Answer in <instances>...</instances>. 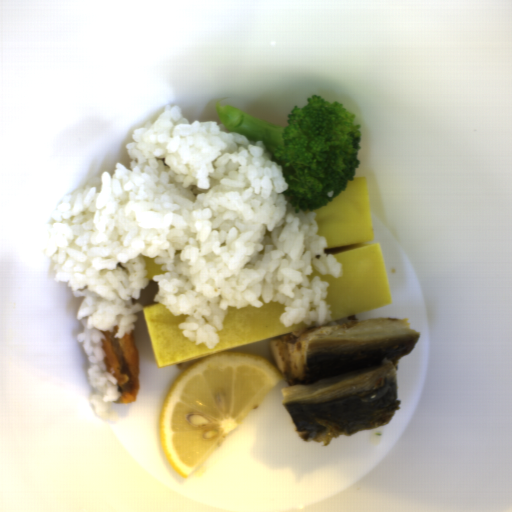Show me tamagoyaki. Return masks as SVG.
<instances>
[{
    "mask_svg": "<svg viewBox=\"0 0 512 512\" xmlns=\"http://www.w3.org/2000/svg\"><path fill=\"white\" fill-rule=\"evenodd\" d=\"M257 298L264 304L261 308L251 304L242 308L228 306L223 329L217 332L219 342L214 348H209L205 342L197 345L185 338L178 324L190 314L172 316L171 311L159 302L143 306L141 311L157 369L307 329L303 321L284 327L279 318L285 305L272 300L266 303L261 295Z\"/></svg>",
    "mask_w": 512,
    "mask_h": 512,
    "instance_id": "tamagoyaki-2",
    "label": "tamagoyaki"
},
{
    "mask_svg": "<svg viewBox=\"0 0 512 512\" xmlns=\"http://www.w3.org/2000/svg\"><path fill=\"white\" fill-rule=\"evenodd\" d=\"M158 257H159L158 255H156L153 258H150L148 256H142V255L139 256V258H141L146 263V267L144 269H145V271H148V273H147V275L144 276V278L148 279L149 282L151 280L153 281L154 275L165 274L167 272H170L169 270H162V266L164 265V263L157 264L155 262V259Z\"/></svg>",
    "mask_w": 512,
    "mask_h": 512,
    "instance_id": "tamagoyaki-3",
    "label": "tamagoyaki"
},
{
    "mask_svg": "<svg viewBox=\"0 0 512 512\" xmlns=\"http://www.w3.org/2000/svg\"><path fill=\"white\" fill-rule=\"evenodd\" d=\"M317 214L316 235L327 240L325 255L332 254L343 265L341 277L321 274L313 266L309 282L315 276L327 280L324 300L330 305V321H338L373 309L393 305L380 242L373 234L369 182L367 177L347 181L346 190Z\"/></svg>",
    "mask_w": 512,
    "mask_h": 512,
    "instance_id": "tamagoyaki-1",
    "label": "tamagoyaki"
}]
</instances>
